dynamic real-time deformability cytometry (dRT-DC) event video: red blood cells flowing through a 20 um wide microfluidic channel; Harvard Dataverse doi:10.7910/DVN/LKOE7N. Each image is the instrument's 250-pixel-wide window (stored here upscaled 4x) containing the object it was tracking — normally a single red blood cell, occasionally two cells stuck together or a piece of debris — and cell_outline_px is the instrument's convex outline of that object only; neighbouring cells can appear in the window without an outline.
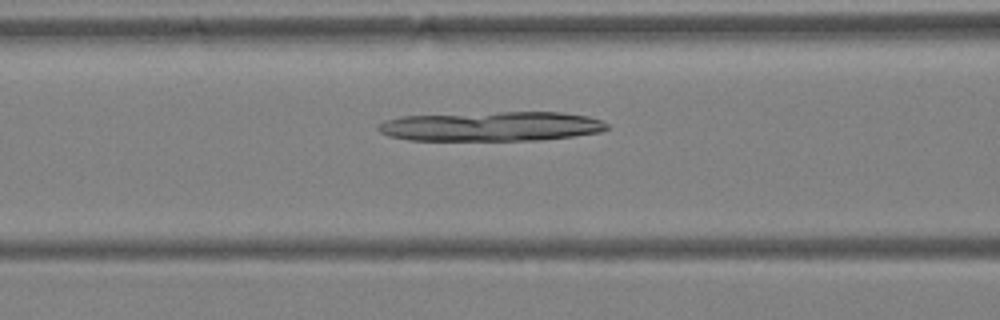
{"species": "Egyptian fruit bat (a non-hibernating species)", "species_latin": "Rousettus aegyptiacus", "temperature_condition": "warm", "stored_images_in_passage": 45, "camera_frame_rate_fps": 3000, "um_per_image_px": 0.085, "animal": {"sex": "female"}, "frame": {"image": 1, "passage_image": 17, "time_ms": 5.333, "image_size_px": [1000, 320], "cell_outline_px": [[608, 128], [600, 132], [572, 136], [540, 140], [408, 140], [388, 136], [380, 132], [376, 128], [384, 120], [400, 116], [500, 112], [560, 112], [588, 116], [600, 120], [608, 124]], "centroid_in_image_um": [41.74, 10.74], "position_along_channel_um": 124.9, "area_um2": 39.42}}
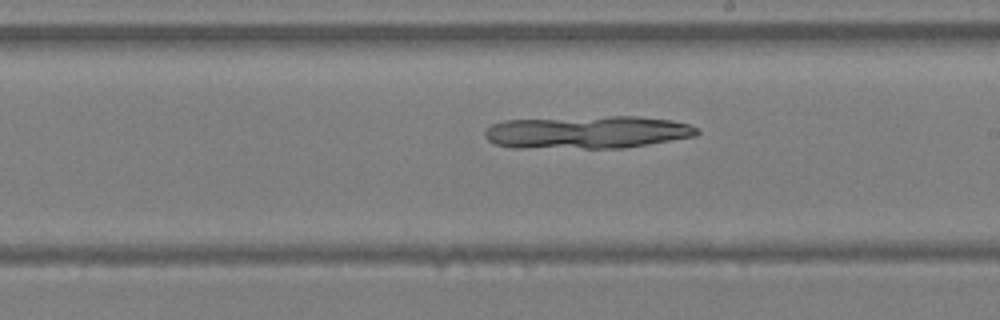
{"frame": {"image": 2, "passage_image": 25, "time_ms": 8.0, "image_size_px": [1000, 320], "cell_outline_px": [[700, 132], [696, 136], [624, 148], [512, 148], [496, 144], [488, 140], [484, 136], [484, 132], [492, 124], [504, 120], [608, 116], [636, 116], [672, 120], [688, 124], [696, 128]], "centroid_in_image_um": [49.9, 11.24], "position_along_channel_um": 239.1, "area_um2": 40.63}}
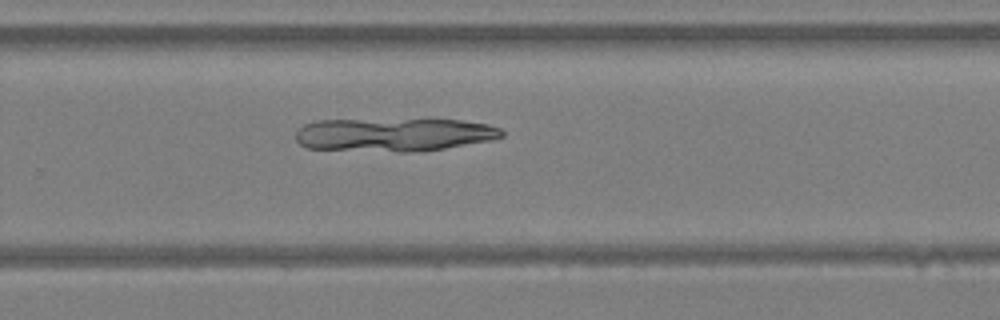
{"frame": {"image": 3, "passage_image": 29, "time_ms": 9.333, "image_size_px": [1000, 320], "cell_outline_px": [[504, 136], [492, 140], [420, 152], [396, 152], [308, 148], [300, 144], [296, 140], [296, 132], [304, 124], [316, 120], [460, 120], [488, 124], [500, 128], [504, 132]], "centroid_in_image_um": [33.5, 11.45], "position_along_channel_um": 296.3, "area_um2": 40.0}}